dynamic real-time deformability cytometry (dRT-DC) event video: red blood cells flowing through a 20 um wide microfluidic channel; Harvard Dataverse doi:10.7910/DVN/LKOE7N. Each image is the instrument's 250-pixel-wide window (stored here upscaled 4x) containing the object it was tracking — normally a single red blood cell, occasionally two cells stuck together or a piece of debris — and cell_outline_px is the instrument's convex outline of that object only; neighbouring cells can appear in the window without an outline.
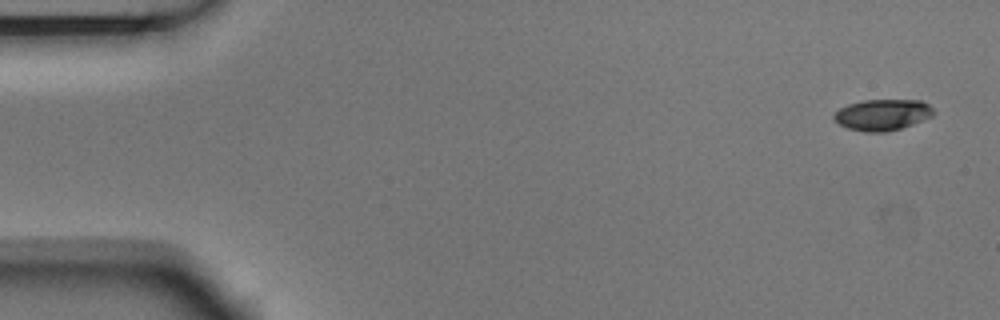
{"species": "Egyptian fruit bat (a non-hibernating species)", "species_latin": "Rousettus aegyptiacus", "temperature_condition": "room temperature", "stored_images_in_passage": 6, "segment_of_instrument_passage": [1, 2], "camera_frame_rate_fps": 3000, "um_per_image_px": 0.085, "animal": {"sex": "male"}, "frame": {"image": 1, "passage_image": 1, "time_ms": 0.0, "image_size_px": [1000, 320], "cell_outline_px": [[936, 112], [932, 116], [912, 124], [900, 128], [884, 132], [864, 132], [848, 128], [840, 124], [832, 116], [840, 108], [848, 104], [864, 100], [920, 100], [928, 104]], "centroid_in_image_um": [75.02, 9.75], "position_along_channel_um": 10.0, "area_um2": 17.92}}
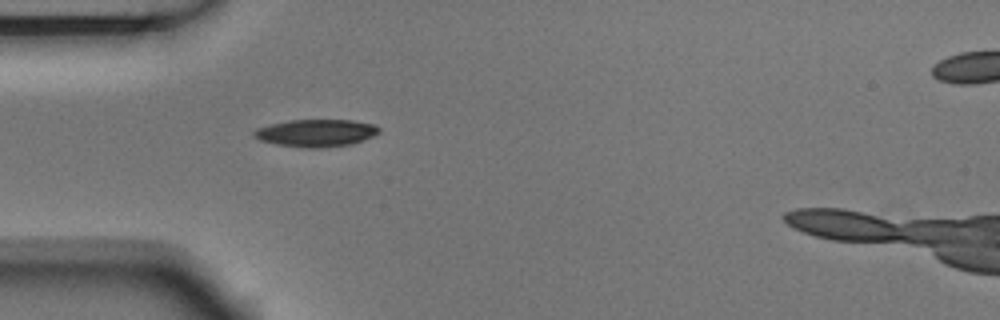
{"frame": {"image": 2, "passage_image": 5, "time_ms": 1.333, "image_size_px": [1000, 320], "cell_outline_px": [[380, 132], [372, 136], [352, 144], [316, 148], [308, 148], [276, 144], [260, 140], [252, 136], [252, 132], [256, 128], [288, 120], [352, 120], [372, 124], [380, 128]], "centroid_in_image_um": [26.84, 11.3], "position_along_channel_um": 58.2, "area_um2": 19.83}}